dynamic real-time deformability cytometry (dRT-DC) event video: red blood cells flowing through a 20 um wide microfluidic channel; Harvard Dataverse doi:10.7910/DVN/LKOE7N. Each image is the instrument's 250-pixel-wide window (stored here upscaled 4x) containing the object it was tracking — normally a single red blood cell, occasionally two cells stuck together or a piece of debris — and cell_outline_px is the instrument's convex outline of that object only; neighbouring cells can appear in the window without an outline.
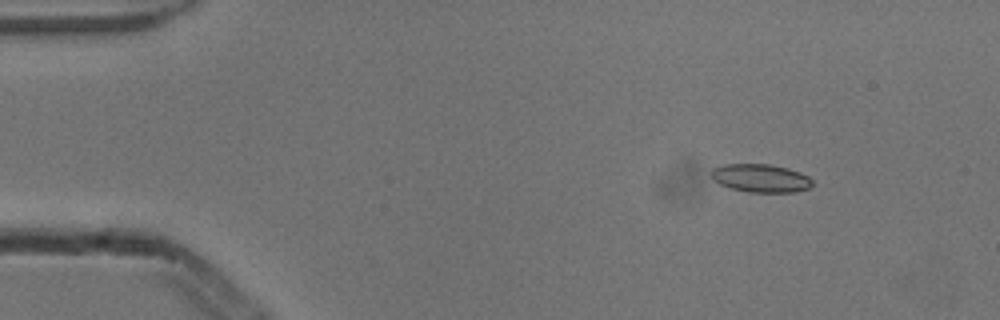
{"species": "common noctule bat (a hibernating species)", "species_latin": "Nyctalus noctula", "temperature_condition": "cold", "stored_images_in_passage": 4, "camera_frame_rate_fps": 3000, "um_per_image_px": 0.085, "animal": {"sex": "male", "body_mass_g": 13.3}, "frame": {"image": 1, "passage_image": 2, "time_ms": 0.333, "image_size_px": [1000, 320], "cell_outline_px": [[812, 184], [808, 188], [792, 192], [748, 192], [732, 188], [720, 184], [712, 176], [712, 168], [724, 164], [768, 164], [788, 168], [800, 172], [808, 176], [812, 180]], "centroid_in_image_um": [64.67, 15.13], "position_along_channel_um": 20.3, "area_um2": 16.42}}